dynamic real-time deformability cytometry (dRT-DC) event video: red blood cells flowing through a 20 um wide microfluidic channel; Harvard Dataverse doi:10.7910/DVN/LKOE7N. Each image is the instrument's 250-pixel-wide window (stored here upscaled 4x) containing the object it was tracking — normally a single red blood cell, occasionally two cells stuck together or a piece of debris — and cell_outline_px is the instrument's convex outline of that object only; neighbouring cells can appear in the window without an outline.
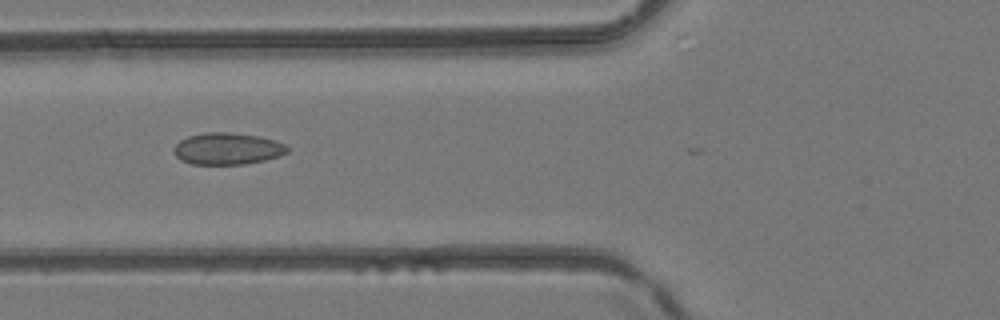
{"species": "common noctule bat (a hibernating species)", "species_latin": "Nyctalus noctula", "temperature_condition": "room temperature", "stored_images_in_passage": 6, "camera_frame_rate_fps": 3000, "um_per_image_px": 0.085, "animal": {"sex": "female", "body_mass_g": 24.6, "forearm_length_mm": 56.2}, "frame": {"image": 1, "passage_image": 5, "time_ms": 1.333, "image_size_px": [1000, 320], "cell_outline_px": [[288, 152], [280, 156], [264, 160], [244, 164], [192, 164], [180, 160], [172, 152], [172, 148], [180, 140], [188, 136], [204, 132], [232, 132], [260, 136], [284, 144], [288, 148]], "centroid_in_image_um": [19.29, 12.63], "position_along_channel_um": 106.5, "area_um2": 21.15}}